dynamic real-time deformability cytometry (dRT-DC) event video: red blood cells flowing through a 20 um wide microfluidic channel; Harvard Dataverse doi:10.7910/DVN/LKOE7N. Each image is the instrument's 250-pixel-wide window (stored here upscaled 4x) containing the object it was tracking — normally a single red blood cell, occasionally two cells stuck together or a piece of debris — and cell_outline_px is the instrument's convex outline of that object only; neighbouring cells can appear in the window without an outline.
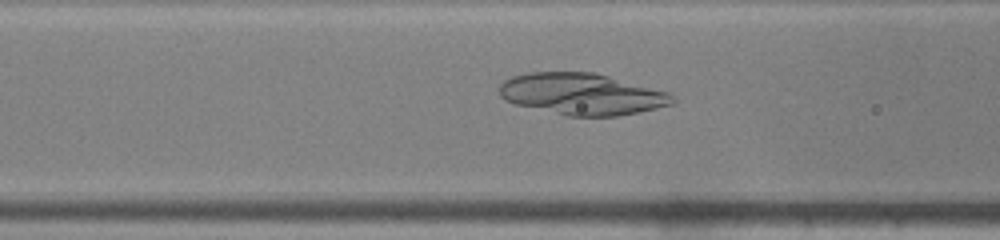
{"species": "common noctule bat (a hibernating species)", "species_latin": "Nyctalus noctula", "temperature_condition": "warm", "stored_images_in_passage": 42, "camera_frame_rate_fps": 3000, "um_per_image_px": 0.085, "animal": {"sex": "male", "body_mass_g": 19.0, "forearm_length_mm": 50.8}, "frame": {"image": 1, "passage_image": 14, "time_ms": 4.333, "image_size_px": [1000, 240], "cell_outline_px": [[676, 100], [672, 104], [656, 108], [616, 116], [568, 116], [516, 104], [504, 100], [500, 96], [500, 84], [504, 80], [512, 76], [528, 72], [592, 72], [608, 76], [668, 92]], "centroid_in_image_um": [49.43, 7.99], "position_along_channel_um": 117.2, "area_um2": 41.56}}
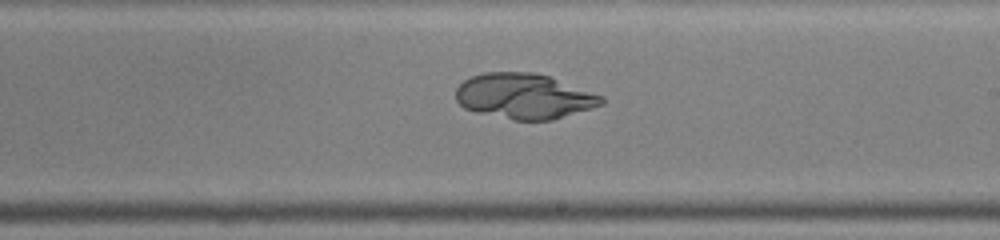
{"frame": {"image": 2, "passage_image": 23, "time_ms": 7.333, "image_size_px": [1000, 240], "cell_outline_px": [[604, 104], [592, 108], [552, 120], [516, 120], [476, 112], [464, 108], [456, 100], [456, 88], [464, 80], [472, 76], [484, 72], [532, 72], [548, 76], [604, 96]], "centroid_in_image_um": [44.55, 8.18], "position_along_channel_um": 244.4, "area_um2": 38.32}}
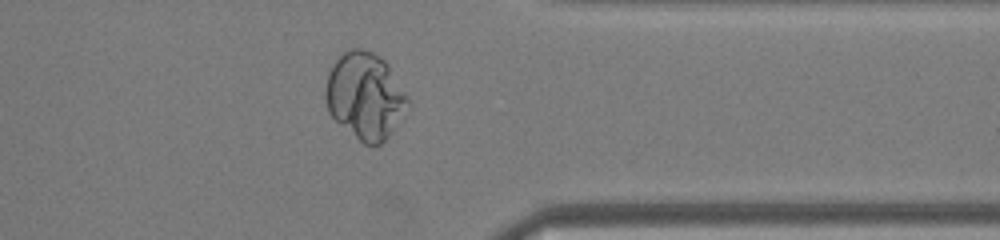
{"frame": {"image": 3, "passage_image": 33, "time_ms": 10.667, "image_size_px": [1000, 240], "cell_outline_px": [[408, 100], [392, 132], [380, 144], [372, 148], [364, 144], [336, 120], [328, 112], [324, 96], [324, 92], [328, 72], [332, 64], [348, 48], [364, 48], [380, 56], [388, 64], [408, 96]], "centroid_in_image_um": [30.99, 8.12], "position_along_channel_um": 380.4, "area_um2": 41.27}}